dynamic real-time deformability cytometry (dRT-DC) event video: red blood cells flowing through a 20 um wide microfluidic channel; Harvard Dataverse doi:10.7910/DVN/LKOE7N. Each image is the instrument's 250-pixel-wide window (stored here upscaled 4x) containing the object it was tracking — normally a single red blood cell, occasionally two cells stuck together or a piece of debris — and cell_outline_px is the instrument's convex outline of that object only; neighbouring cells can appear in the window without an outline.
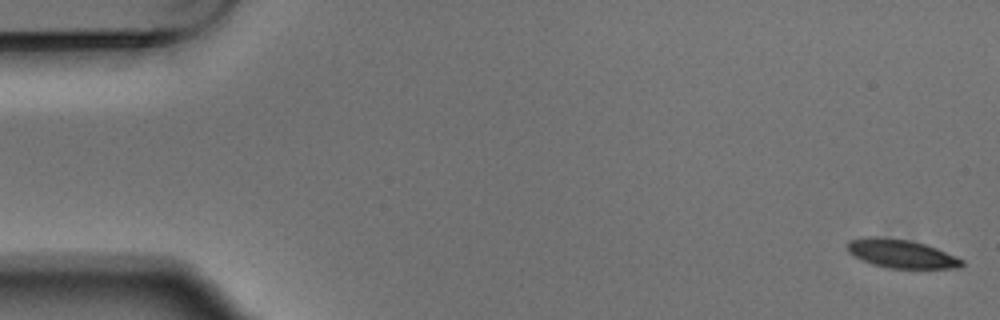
{"species": "Egyptian fruit bat (a non-hibernating species)", "species_latin": "Rousettus aegyptiacus", "temperature_condition": "warm", "stored_images_in_passage": 5, "camera_frame_rate_fps": 3000, "um_per_image_px": 0.085, "animal": {"sex": "male"}, "frame": {"image": 1, "passage_image": 1, "time_ms": 0.0, "image_size_px": [1000, 320], "cell_outline_px": [[964, 264], [960, 268], [888, 268], [872, 264], [852, 256], [848, 252], [848, 240], [864, 236], [880, 236], [908, 240], [924, 244], [936, 248], [956, 256], [964, 260]], "centroid_in_image_um": [76.58, 21.56], "position_along_channel_um": 8.4, "area_um2": 19.19}}
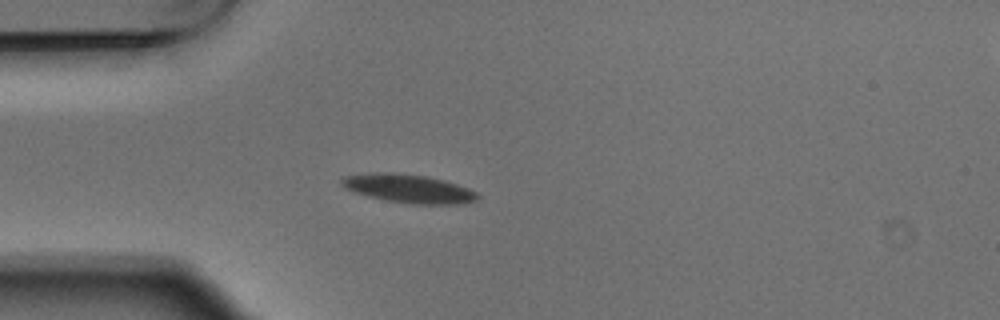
{"frame": {"image": 2, "passage_image": 5, "time_ms": 1.333, "image_size_px": [1000, 320], "cell_outline_px": [[480, 196], [476, 200], [464, 204], [408, 204], [368, 196], [344, 188], [340, 184], [340, 180], [344, 176], [372, 172], [396, 172], [428, 176], [444, 180], [468, 188], [476, 192]], "centroid_in_image_um": [34.73, 16.02], "position_along_channel_um": 50.3, "area_um2": 22.77}}